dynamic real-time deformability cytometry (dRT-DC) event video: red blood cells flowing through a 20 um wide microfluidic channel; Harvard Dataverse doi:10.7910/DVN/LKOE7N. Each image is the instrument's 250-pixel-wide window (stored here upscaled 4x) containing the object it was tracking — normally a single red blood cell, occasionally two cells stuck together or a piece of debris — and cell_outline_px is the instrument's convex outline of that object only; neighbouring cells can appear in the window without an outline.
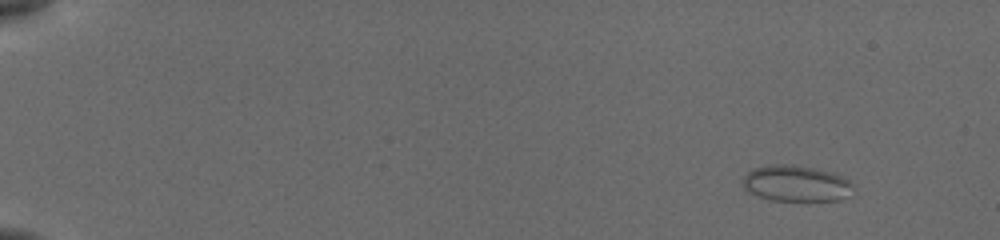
{"species": "common noctule bat (a hibernating species)", "species_latin": "Nyctalus noctula", "temperature_condition": "cold", "stored_images_in_passage": 50, "camera_frame_rate_fps": 3000, "um_per_image_px": 0.085, "animal": {"sex": "female", "body_mass_g": 19.5, "forearm_length_mm": 54.1}, "frame": {"image": 1, "passage_image": 1, "time_ms": 0.0, "image_size_px": [1000, 240], "cell_outline_px": [[852, 184], [840, 200], [772, 200], [748, 192], [744, 188], [744, 176], [752, 168], [772, 164], [792, 164], [832, 172], [848, 180]], "centroid_in_image_um": [67.58, 15.57], "position_along_channel_um": 17.4, "area_um2": 22.6}}
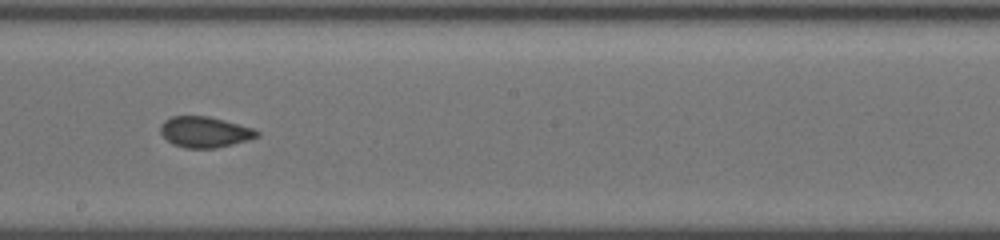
{"frame": {"image": 2, "passage_image": 29, "time_ms": 9.333, "image_size_px": [1000, 240], "cell_outline_px": [[260, 136], [248, 140], [216, 148], [184, 148], [172, 144], [160, 132], [160, 124], [164, 120], [172, 116], [208, 116], [224, 120], [252, 128], [260, 132]], "centroid_in_image_um": [17.39, 11.22], "position_along_channel_um": 230.8, "area_um2": 17.34}}
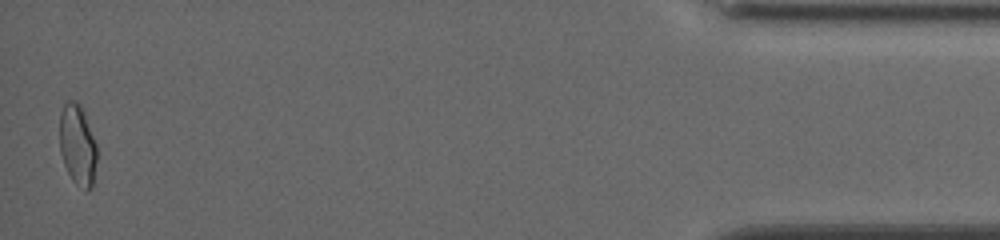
{"frame": {"image": 3, "passage_image": 50, "time_ms": 16.333, "image_size_px": [1000, 240], "cell_outline_px": [[96, 160], [92, 188], [88, 192], [84, 192], [72, 180], [64, 164], [60, 152], [60, 112], [64, 104], [68, 100], [72, 100], [80, 104], [96, 144]], "centroid_in_image_um": [6.58, 12.37], "position_along_channel_um": 428.6, "area_um2": 17.51}, "authors_computed_cell_mechanics": {"area_um2": 17.8313, "velocity_mm_per_s": 3.8803, "shape_relaxation_time_tau1_ms": null, "shape_relaxation_time_tau2_ms": 1.6706, "deformation_change_tau1": null, "deformation_change_tau2": 0.046}}